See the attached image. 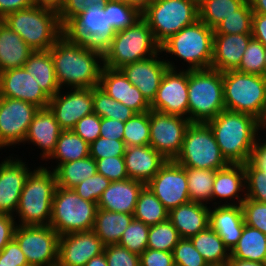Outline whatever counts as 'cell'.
<instances>
[{"label": "cell", "instance_id": "1", "mask_svg": "<svg viewBox=\"0 0 266 266\" xmlns=\"http://www.w3.org/2000/svg\"><path fill=\"white\" fill-rule=\"evenodd\" d=\"M49 50L60 89L99 86L104 66L101 46L73 40L64 33Z\"/></svg>", "mask_w": 266, "mask_h": 266}, {"label": "cell", "instance_id": "2", "mask_svg": "<svg viewBox=\"0 0 266 266\" xmlns=\"http://www.w3.org/2000/svg\"><path fill=\"white\" fill-rule=\"evenodd\" d=\"M206 123L229 164H245L251 160L258 135L265 129L254 116L226 109Z\"/></svg>", "mask_w": 266, "mask_h": 266}, {"label": "cell", "instance_id": "3", "mask_svg": "<svg viewBox=\"0 0 266 266\" xmlns=\"http://www.w3.org/2000/svg\"><path fill=\"white\" fill-rule=\"evenodd\" d=\"M214 29L207 26L200 19L193 24L184 27L175 35L171 36L161 46L160 51L167 57L164 59L169 69L174 70H203L211 68L213 56ZM175 58L182 64L175 65ZM183 61V62H182ZM186 63V64H185ZM178 66V67H177ZM184 66L186 68H184ZM180 67V68H179Z\"/></svg>", "mask_w": 266, "mask_h": 266}, {"label": "cell", "instance_id": "4", "mask_svg": "<svg viewBox=\"0 0 266 266\" xmlns=\"http://www.w3.org/2000/svg\"><path fill=\"white\" fill-rule=\"evenodd\" d=\"M103 65L121 69L124 65L152 57L160 52L147 21L141 16L131 26L116 31L102 46Z\"/></svg>", "mask_w": 266, "mask_h": 266}, {"label": "cell", "instance_id": "5", "mask_svg": "<svg viewBox=\"0 0 266 266\" xmlns=\"http://www.w3.org/2000/svg\"><path fill=\"white\" fill-rule=\"evenodd\" d=\"M18 33L33 51L49 50L65 33L58 10L33 5L7 14L1 19Z\"/></svg>", "mask_w": 266, "mask_h": 266}, {"label": "cell", "instance_id": "6", "mask_svg": "<svg viewBox=\"0 0 266 266\" xmlns=\"http://www.w3.org/2000/svg\"><path fill=\"white\" fill-rule=\"evenodd\" d=\"M56 175L43 165L34 167L22 189L19 204L13 215L19 225H50L51 208L55 190ZM17 217H16V216Z\"/></svg>", "mask_w": 266, "mask_h": 266}, {"label": "cell", "instance_id": "7", "mask_svg": "<svg viewBox=\"0 0 266 266\" xmlns=\"http://www.w3.org/2000/svg\"><path fill=\"white\" fill-rule=\"evenodd\" d=\"M223 94L226 110L250 114L265 127V76L237 70L223 72Z\"/></svg>", "mask_w": 266, "mask_h": 266}, {"label": "cell", "instance_id": "8", "mask_svg": "<svg viewBox=\"0 0 266 266\" xmlns=\"http://www.w3.org/2000/svg\"><path fill=\"white\" fill-rule=\"evenodd\" d=\"M224 110L223 73L188 70V119L206 123Z\"/></svg>", "mask_w": 266, "mask_h": 266}, {"label": "cell", "instance_id": "9", "mask_svg": "<svg viewBox=\"0 0 266 266\" xmlns=\"http://www.w3.org/2000/svg\"><path fill=\"white\" fill-rule=\"evenodd\" d=\"M97 203L81 198L73 189L57 186L52 201L50 226L59 234L91 231Z\"/></svg>", "mask_w": 266, "mask_h": 266}, {"label": "cell", "instance_id": "10", "mask_svg": "<svg viewBox=\"0 0 266 266\" xmlns=\"http://www.w3.org/2000/svg\"><path fill=\"white\" fill-rule=\"evenodd\" d=\"M161 46L171 36L199 19V9L189 0H153L141 13Z\"/></svg>", "mask_w": 266, "mask_h": 266}, {"label": "cell", "instance_id": "11", "mask_svg": "<svg viewBox=\"0 0 266 266\" xmlns=\"http://www.w3.org/2000/svg\"><path fill=\"white\" fill-rule=\"evenodd\" d=\"M175 161L182 167L208 170H219L229 164L221 154L211 128L203 122L190 123Z\"/></svg>", "mask_w": 266, "mask_h": 266}, {"label": "cell", "instance_id": "12", "mask_svg": "<svg viewBox=\"0 0 266 266\" xmlns=\"http://www.w3.org/2000/svg\"><path fill=\"white\" fill-rule=\"evenodd\" d=\"M14 239L29 266H57L59 234L50 225H19Z\"/></svg>", "mask_w": 266, "mask_h": 266}, {"label": "cell", "instance_id": "13", "mask_svg": "<svg viewBox=\"0 0 266 266\" xmlns=\"http://www.w3.org/2000/svg\"><path fill=\"white\" fill-rule=\"evenodd\" d=\"M40 108L14 98L0 96V149L21 145L28 127Z\"/></svg>", "mask_w": 266, "mask_h": 266}, {"label": "cell", "instance_id": "14", "mask_svg": "<svg viewBox=\"0 0 266 266\" xmlns=\"http://www.w3.org/2000/svg\"><path fill=\"white\" fill-rule=\"evenodd\" d=\"M190 123L188 118L150 110L149 145L165 159L175 160L181 152Z\"/></svg>", "mask_w": 266, "mask_h": 266}, {"label": "cell", "instance_id": "15", "mask_svg": "<svg viewBox=\"0 0 266 266\" xmlns=\"http://www.w3.org/2000/svg\"><path fill=\"white\" fill-rule=\"evenodd\" d=\"M146 186L168 211L190 202L185 168L175 160H167Z\"/></svg>", "mask_w": 266, "mask_h": 266}, {"label": "cell", "instance_id": "16", "mask_svg": "<svg viewBox=\"0 0 266 266\" xmlns=\"http://www.w3.org/2000/svg\"><path fill=\"white\" fill-rule=\"evenodd\" d=\"M48 108L62 130H72L76 123L93 111V88L60 89L50 97Z\"/></svg>", "mask_w": 266, "mask_h": 266}, {"label": "cell", "instance_id": "17", "mask_svg": "<svg viewBox=\"0 0 266 266\" xmlns=\"http://www.w3.org/2000/svg\"><path fill=\"white\" fill-rule=\"evenodd\" d=\"M151 110L188 118V70L166 71Z\"/></svg>", "mask_w": 266, "mask_h": 266}, {"label": "cell", "instance_id": "18", "mask_svg": "<svg viewBox=\"0 0 266 266\" xmlns=\"http://www.w3.org/2000/svg\"><path fill=\"white\" fill-rule=\"evenodd\" d=\"M16 155V157H14ZM17 154H9L0 163V213L14 215L25 181L33 168Z\"/></svg>", "mask_w": 266, "mask_h": 266}, {"label": "cell", "instance_id": "19", "mask_svg": "<svg viewBox=\"0 0 266 266\" xmlns=\"http://www.w3.org/2000/svg\"><path fill=\"white\" fill-rule=\"evenodd\" d=\"M105 245L91 230L59 236L57 266H85L104 252Z\"/></svg>", "mask_w": 266, "mask_h": 266}, {"label": "cell", "instance_id": "20", "mask_svg": "<svg viewBox=\"0 0 266 266\" xmlns=\"http://www.w3.org/2000/svg\"><path fill=\"white\" fill-rule=\"evenodd\" d=\"M0 96L19 99L40 109L47 108L50 97L24 67L0 73Z\"/></svg>", "mask_w": 266, "mask_h": 266}, {"label": "cell", "instance_id": "21", "mask_svg": "<svg viewBox=\"0 0 266 266\" xmlns=\"http://www.w3.org/2000/svg\"><path fill=\"white\" fill-rule=\"evenodd\" d=\"M161 54L160 51L152 57L124 65L120 69L150 104L155 99L162 78L169 69Z\"/></svg>", "mask_w": 266, "mask_h": 266}, {"label": "cell", "instance_id": "22", "mask_svg": "<svg viewBox=\"0 0 266 266\" xmlns=\"http://www.w3.org/2000/svg\"><path fill=\"white\" fill-rule=\"evenodd\" d=\"M114 33L101 7L85 10L65 28L69 38L101 47Z\"/></svg>", "mask_w": 266, "mask_h": 266}, {"label": "cell", "instance_id": "23", "mask_svg": "<svg viewBox=\"0 0 266 266\" xmlns=\"http://www.w3.org/2000/svg\"><path fill=\"white\" fill-rule=\"evenodd\" d=\"M99 87L112 99L123 103L135 113L151 110V104L120 69H110L103 66L100 74Z\"/></svg>", "mask_w": 266, "mask_h": 266}, {"label": "cell", "instance_id": "24", "mask_svg": "<svg viewBox=\"0 0 266 266\" xmlns=\"http://www.w3.org/2000/svg\"><path fill=\"white\" fill-rule=\"evenodd\" d=\"M245 199L244 164H228L217 170L213 183L212 206L241 205Z\"/></svg>", "mask_w": 266, "mask_h": 266}, {"label": "cell", "instance_id": "25", "mask_svg": "<svg viewBox=\"0 0 266 266\" xmlns=\"http://www.w3.org/2000/svg\"><path fill=\"white\" fill-rule=\"evenodd\" d=\"M61 131L62 129L50 109L48 107L39 109L28 127L22 145L32 143L33 146H36L35 148L40 149L39 158H42V162L47 161L55 151Z\"/></svg>", "mask_w": 266, "mask_h": 266}, {"label": "cell", "instance_id": "26", "mask_svg": "<svg viewBox=\"0 0 266 266\" xmlns=\"http://www.w3.org/2000/svg\"><path fill=\"white\" fill-rule=\"evenodd\" d=\"M252 38V34H214L211 69L236 70Z\"/></svg>", "mask_w": 266, "mask_h": 266}, {"label": "cell", "instance_id": "27", "mask_svg": "<svg viewBox=\"0 0 266 266\" xmlns=\"http://www.w3.org/2000/svg\"><path fill=\"white\" fill-rule=\"evenodd\" d=\"M244 225L241 205L210 206L209 227L219 235L230 252L237 245Z\"/></svg>", "mask_w": 266, "mask_h": 266}, {"label": "cell", "instance_id": "28", "mask_svg": "<svg viewBox=\"0 0 266 266\" xmlns=\"http://www.w3.org/2000/svg\"><path fill=\"white\" fill-rule=\"evenodd\" d=\"M143 182L130 178L111 182L102 192L97 207L111 212L134 214Z\"/></svg>", "mask_w": 266, "mask_h": 266}, {"label": "cell", "instance_id": "29", "mask_svg": "<svg viewBox=\"0 0 266 266\" xmlns=\"http://www.w3.org/2000/svg\"><path fill=\"white\" fill-rule=\"evenodd\" d=\"M124 160L128 177L145 185L167 161L150 145L126 147Z\"/></svg>", "mask_w": 266, "mask_h": 266}, {"label": "cell", "instance_id": "30", "mask_svg": "<svg viewBox=\"0 0 266 266\" xmlns=\"http://www.w3.org/2000/svg\"><path fill=\"white\" fill-rule=\"evenodd\" d=\"M210 206L188 202L169 211L168 219L181 238H190L209 227Z\"/></svg>", "mask_w": 266, "mask_h": 266}, {"label": "cell", "instance_id": "31", "mask_svg": "<svg viewBox=\"0 0 266 266\" xmlns=\"http://www.w3.org/2000/svg\"><path fill=\"white\" fill-rule=\"evenodd\" d=\"M33 50L0 20V73L24 66Z\"/></svg>", "mask_w": 266, "mask_h": 266}, {"label": "cell", "instance_id": "32", "mask_svg": "<svg viewBox=\"0 0 266 266\" xmlns=\"http://www.w3.org/2000/svg\"><path fill=\"white\" fill-rule=\"evenodd\" d=\"M133 219V214L111 212L97 208L92 231L105 246L118 244Z\"/></svg>", "mask_w": 266, "mask_h": 266}, {"label": "cell", "instance_id": "33", "mask_svg": "<svg viewBox=\"0 0 266 266\" xmlns=\"http://www.w3.org/2000/svg\"><path fill=\"white\" fill-rule=\"evenodd\" d=\"M23 67L49 97L55 96L60 91L50 50L33 51Z\"/></svg>", "mask_w": 266, "mask_h": 266}, {"label": "cell", "instance_id": "34", "mask_svg": "<svg viewBox=\"0 0 266 266\" xmlns=\"http://www.w3.org/2000/svg\"><path fill=\"white\" fill-rule=\"evenodd\" d=\"M90 156L89 144L78 136L73 130H62L57 140L55 151L47 160L50 162L55 161V166L50 164L47 166L45 162L44 167L47 169L55 170L60 164L83 159ZM46 165V166H45Z\"/></svg>", "mask_w": 266, "mask_h": 266}, {"label": "cell", "instance_id": "35", "mask_svg": "<svg viewBox=\"0 0 266 266\" xmlns=\"http://www.w3.org/2000/svg\"><path fill=\"white\" fill-rule=\"evenodd\" d=\"M208 265H227L230 251L210 227L189 238Z\"/></svg>", "mask_w": 266, "mask_h": 266}, {"label": "cell", "instance_id": "36", "mask_svg": "<svg viewBox=\"0 0 266 266\" xmlns=\"http://www.w3.org/2000/svg\"><path fill=\"white\" fill-rule=\"evenodd\" d=\"M266 256V235L249 225H244L237 245L230 257L254 262H264Z\"/></svg>", "mask_w": 266, "mask_h": 266}, {"label": "cell", "instance_id": "37", "mask_svg": "<svg viewBox=\"0 0 266 266\" xmlns=\"http://www.w3.org/2000/svg\"><path fill=\"white\" fill-rule=\"evenodd\" d=\"M57 186L73 189L85 179L97 173L96 160L88 156L83 159L60 164L55 170Z\"/></svg>", "mask_w": 266, "mask_h": 266}, {"label": "cell", "instance_id": "38", "mask_svg": "<svg viewBox=\"0 0 266 266\" xmlns=\"http://www.w3.org/2000/svg\"><path fill=\"white\" fill-rule=\"evenodd\" d=\"M169 211L155 194L145 185L139 193L133 214L134 219L147 226H154L168 219Z\"/></svg>", "mask_w": 266, "mask_h": 266}, {"label": "cell", "instance_id": "39", "mask_svg": "<svg viewBox=\"0 0 266 266\" xmlns=\"http://www.w3.org/2000/svg\"><path fill=\"white\" fill-rule=\"evenodd\" d=\"M184 168L187 175L190 201L212 206L213 183L217 170Z\"/></svg>", "mask_w": 266, "mask_h": 266}, {"label": "cell", "instance_id": "40", "mask_svg": "<svg viewBox=\"0 0 266 266\" xmlns=\"http://www.w3.org/2000/svg\"><path fill=\"white\" fill-rule=\"evenodd\" d=\"M93 111L101 118L126 122L135 112L123 103L112 99L99 86L93 88Z\"/></svg>", "mask_w": 266, "mask_h": 266}, {"label": "cell", "instance_id": "41", "mask_svg": "<svg viewBox=\"0 0 266 266\" xmlns=\"http://www.w3.org/2000/svg\"><path fill=\"white\" fill-rule=\"evenodd\" d=\"M247 0H208L199 8V19L210 28H215L222 20L235 14Z\"/></svg>", "mask_w": 266, "mask_h": 266}, {"label": "cell", "instance_id": "42", "mask_svg": "<svg viewBox=\"0 0 266 266\" xmlns=\"http://www.w3.org/2000/svg\"><path fill=\"white\" fill-rule=\"evenodd\" d=\"M123 141L126 147L149 145L150 111L135 113L125 122Z\"/></svg>", "mask_w": 266, "mask_h": 266}, {"label": "cell", "instance_id": "43", "mask_svg": "<svg viewBox=\"0 0 266 266\" xmlns=\"http://www.w3.org/2000/svg\"><path fill=\"white\" fill-rule=\"evenodd\" d=\"M253 11L247 0L235 14L226 17L215 28L214 34H252Z\"/></svg>", "mask_w": 266, "mask_h": 266}, {"label": "cell", "instance_id": "44", "mask_svg": "<svg viewBox=\"0 0 266 266\" xmlns=\"http://www.w3.org/2000/svg\"><path fill=\"white\" fill-rule=\"evenodd\" d=\"M103 11L114 32L131 26L141 17V13L126 2L108 1Z\"/></svg>", "mask_w": 266, "mask_h": 266}, {"label": "cell", "instance_id": "45", "mask_svg": "<svg viewBox=\"0 0 266 266\" xmlns=\"http://www.w3.org/2000/svg\"><path fill=\"white\" fill-rule=\"evenodd\" d=\"M180 239L177 229L167 219L159 224L150 226L147 248L172 252Z\"/></svg>", "mask_w": 266, "mask_h": 266}, {"label": "cell", "instance_id": "46", "mask_svg": "<svg viewBox=\"0 0 266 266\" xmlns=\"http://www.w3.org/2000/svg\"><path fill=\"white\" fill-rule=\"evenodd\" d=\"M265 53L266 47L260 41L252 38L236 70L242 73L264 76Z\"/></svg>", "mask_w": 266, "mask_h": 266}, {"label": "cell", "instance_id": "47", "mask_svg": "<svg viewBox=\"0 0 266 266\" xmlns=\"http://www.w3.org/2000/svg\"><path fill=\"white\" fill-rule=\"evenodd\" d=\"M149 229L150 226L133 219L118 244L127 248L130 252L141 255L147 249Z\"/></svg>", "mask_w": 266, "mask_h": 266}, {"label": "cell", "instance_id": "48", "mask_svg": "<svg viewBox=\"0 0 266 266\" xmlns=\"http://www.w3.org/2000/svg\"><path fill=\"white\" fill-rule=\"evenodd\" d=\"M246 198L266 203V172L259 169L251 160L244 164Z\"/></svg>", "mask_w": 266, "mask_h": 266}, {"label": "cell", "instance_id": "49", "mask_svg": "<svg viewBox=\"0 0 266 266\" xmlns=\"http://www.w3.org/2000/svg\"><path fill=\"white\" fill-rule=\"evenodd\" d=\"M108 0H63L58 9V16L62 27L65 29L76 17L92 7L103 8Z\"/></svg>", "mask_w": 266, "mask_h": 266}, {"label": "cell", "instance_id": "50", "mask_svg": "<svg viewBox=\"0 0 266 266\" xmlns=\"http://www.w3.org/2000/svg\"><path fill=\"white\" fill-rule=\"evenodd\" d=\"M172 255L175 266H208L189 238H181Z\"/></svg>", "mask_w": 266, "mask_h": 266}, {"label": "cell", "instance_id": "51", "mask_svg": "<svg viewBox=\"0 0 266 266\" xmlns=\"http://www.w3.org/2000/svg\"><path fill=\"white\" fill-rule=\"evenodd\" d=\"M241 208L244 223L266 235V203L246 198L241 203Z\"/></svg>", "mask_w": 266, "mask_h": 266}, {"label": "cell", "instance_id": "52", "mask_svg": "<svg viewBox=\"0 0 266 266\" xmlns=\"http://www.w3.org/2000/svg\"><path fill=\"white\" fill-rule=\"evenodd\" d=\"M111 181L102 174L96 173L79 183L73 190L83 199L97 203L102 192L110 185Z\"/></svg>", "mask_w": 266, "mask_h": 266}, {"label": "cell", "instance_id": "53", "mask_svg": "<svg viewBox=\"0 0 266 266\" xmlns=\"http://www.w3.org/2000/svg\"><path fill=\"white\" fill-rule=\"evenodd\" d=\"M125 150L126 144L123 140H113L104 137H98L89 145L90 157L95 160L112 156H124Z\"/></svg>", "mask_w": 266, "mask_h": 266}, {"label": "cell", "instance_id": "54", "mask_svg": "<svg viewBox=\"0 0 266 266\" xmlns=\"http://www.w3.org/2000/svg\"><path fill=\"white\" fill-rule=\"evenodd\" d=\"M97 173L102 174L111 182L120 181L129 178L124 156L105 157L96 160Z\"/></svg>", "mask_w": 266, "mask_h": 266}, {"label": "cell", "instance_id": "55", "mask_svg": "<svg viewBox=\"0 0 266 266\" xmlns=\"http://www.w3.org/2000/svg\"><path fill=\"white\" fill-rule=\"evenodd\" d=\"M104 254L108 266H140V255L119 244L106 245Z\"/></svg>", "mask_w": 266, "mask_h": 266}, {"label": "cell", "instance_id": "56", "mask_svg": "<svg viewBox=\"0 0 266 266\" xmlns=\"http://www.w3.org/2000/svg\"><path fill=\"white\" fill-rule=\"evenodd\" d=\"M101 117L92 113L81 118L72 129L89 145L100 137Z\"/></svg>", "mask_w": 266, "mask_h": 266}, {"label": "cell", "instance_id": "57", "mask_svg": "<svg viewBox=\"0 0 266 266\" xmlns=\"http://www.w3.org/2000/svg\"><path fill=\"white\" fill-rule=\"evenodd\" d=\"M0 263L9 266H29L24 253L14 238L0 252Z\"/></svg>", "mask_w": 266, "mask_h": 266}, {"label": "cell", "instance_id": "58", "mask_svg": "<svg viewBox=\"0 0 266 266\" xmlns=\"http://www.w3.org/2000/svg\"><path fill=\"white\" fill-rule=\"evenodd\" d=\"M140 266H175L172 252L147 248L140 255Z\"/></svg>", "mask_w": 266, "mask_h": 266}, {"label": "cell", "instance_id": "59", "mask_svg": "<svg viewBox=\"0 0 266 266\" xmlns=\"http://www.w3.org/2000/svg\"><path fill=\"white\" fill-rule=\"evenodd\" d=\"M125 122L116 119L101 118L100 137L123 140Z\"/></svg>", "mask_w": 266, "mask_h": 266}, {"label": "cell", "instance_id": "60", "mask_svg": "<svg viewBox=\"0 0 266 266\" xmlns=\"http://www.w3.org/2000/svg\"><path fill=\"white\" fill-rule=\"evenodd\" d=\"M16 219L11 214L0 213V252L14 238Z\"/></svg>", "mask_w": 266, "mask_h": 266}, {"label": "cell", "instance_id": "61", "mask_svg": "<svg viewBox=\"0 0 266 266\" xmlns=\"http://www.w3.org/2000/svg\"><path fill=\"white\" fill-rule=\"evenodd\" d=\"M257 138L251 161L262 171L266 172V133ZM263 137V139L261 138ZM265 137V138H264ZM262 140V141H261Z\"/></svg>", "mask_w": 266, "mask_h": 266}, {"label": "cell", "instance_id": "62", "mask_svg": "<svg viewBox=\"0 0 266 266\" xmlns=\"http://www.w3.org/2000/svg\"><path fill=\"white\" fill-rule=\"evenodd\" d=\"M252 37L266 47V15L253 13Z\"/></svg>", "mask_w": 266, "mask_h": 266}, {"label": "cell", "instance_id": "63", "mask_svg": "<svg viewBox=\"0 0 266 266\" xmlns=\"http://www.w3.org/2000/svg\"><path fill=\"white\" fill-rule=\"evenodd\" d=\"M33 6V0H0V20L7 14Z\"/></svg>", "mask_w": 266, "mask_h": 266}, {"label": "cell", "instance_id": "64", "mask_svg": "<svg viewBox=\"0 0 266 266\" xmlns=\"http://www.w3.org/2000/svg\"><path fill=\"white\" fill-rule=\"evenodd\" d=\"M226 266H265L263 262H254L249 260L230 257Z\"/></svg>", "mask_w": 266, "mask_h": 266}, {"label": "cell", "instance_id": "65", "mask_svg": "<svg viewBox=\"0 0 266 266\" xmlns=\"http://www.w3.org/2000/svg\"><path fill=\"white\" fill-rule=\"evenodd\" d=\"M63 3V0H33V5L45 6L58 10Z\"/></svg>", "mask_w": 266, "mask_h": 266}, {"label": "cell", "instance_id": "66", "mask_svg": "<svg viewBox=\"0 0 266 266\" xmlns=\"http://www.w3.org/2000/svg\"><path fill=\"white\" fill-rule=\"evenodd\" d=\"M253 13L266 15V0H249Z\"/></svg>", "mask_w": 266, "mask_h": 266}, {"label": "cell", "instance_id": "67", "mask_svg": "<svg viewBox=\"0 0 266 266\" xmlns=\"http://www.w3.org/2000/svg\"><path fill=\"white\" fill-rule=\"evenodd\" d=\"M153 0H126V3L142 13Z\"/></svg>", "mask_w": 266, "mask_h": 266}, {"label": "cell", "instance_id": "68", "mask_svg": "<svg viewBox=\"0 0 266 266\" xmlns=\"http://www.w3.org/2000/svg\"><path fill=\"white\" fill-rule=\"evenodd\" d=\"M85 266H108L104 252L89 260Z\"/></svg>", "mask_w": 266, "mask_h": 266}, {"label": "cell", "instance_id": "69", "mask_svg": "<svg viewBox=\"0 0 266 266\" xmlns=\"http://www.w3.org/2000/svg\"><path fill=\"white\" fill-rule=\"evenodd\" d=\"M189 1L192 2L199 9L208 0H189Z\"/></svg>", "mask_w": 266, "mask_h": 266}, {"label": "cell", "instance_id": "70", "mask_svg": "<svg viewBox=\"0 0 266 266\" xmlns=\"http://www.w3.org/2000/svg\"><path fill=\"white\" fill-rule=\"evenodd\" d=\"M264 76L266 77V53H265V72H264Z\"/></svg>", "mask_w": 266, "mask_h": 266}, {"label": "cell", "instance_id": "71", "mask_svg": "<svg viewBox=\"0 0 266 266\" xmlns=\"http://www.w3.org/2000/svg\"><path fill=\"white\" fill-rule=\"evenodd\" d=\"M108 1L126 2V0H108Z\"/></svg>", "mask_w": 266, "mask_h": 266}, {"label": "cell", "instance_id": "72", "mask_svg": "<svg viewBox=\"0 0 266 266\" xmlns=\"http://www.w3.org/2000/svg\"><path fill=\"white\" fill-rule=\"evenodd\" d=\"M0 266H9V265L4 264V263H0Z\"/></svg>", "mask_w": 266, "mask_h": 266}, {"label": "cell", "instance_id": "73", "mask_svg": "<svg viewBox=\"0 0 266 266\" xmlns=\"http://www.w3.org/2000/svg\"><path fill=\"white\" fill-rule=\"evenodd\" d=\"M208 266H226V265H208Z\"/></svg>", "mask_w": 266, "mask_h": 266}, {"label": "cell", "instance_id": "74", "mask_svg": "<svg viewBox=\"0 0 266 266\" xmlns=\"http://www.w3.org/2000/svg\"><path fill=\"white\" fill-rule=\"evenodd\" d=\"M265 127H266V111H265Z\"/></svg>", "mask_w": 266, "mask_h": 266}, {"label": "cell", "instance_id": "75", "mask_svg": "<svg viewBox=\"0 0 266 266\" xmlns=\"http://www.w3.org/2000/svg\"><path fill=\"white\" fill-rule=\"evenodd\" d=\"M263 263H264V265L266 266V256H265V260H264V262H263Z\"/></svg>", "mask_w": 266, "mask_h": 266}]
</instances>
